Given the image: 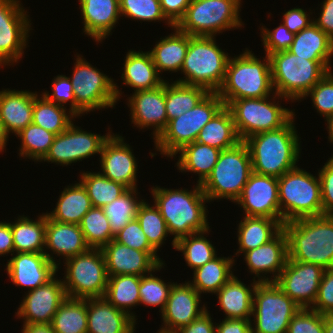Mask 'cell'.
<instances>
[{
  "instance_id": "obj_6",
  "label": "cell",
  "mask_w": 333,
  "mask_h": 333,
  "mask_svg": "<svg viewBox=\"0 0 333 333\" xmlns=\"http://www.w3.org/2000/svg\"><path fill=\"white\" fill-rule=\"evenodd\" d=\"M229 58L215 37L192 36L180 70L185 76L175 82L217 92L223 84Z\"/></svg>"
},
{
  "instance_id": "obj_55",
  "label": "cell",
  "mask_w": 333,
  "mask_h": 333,
  "mask_svg": "<svg viewBox=\"0 0 333 333\" xmlns=\"http://www.w3.org/2000/svg\"><path fill=\"white\" fill-rule=\"evenodd\" d=\"M118 243L144 252H157L148 242L147 236L141 229L139 221L134 218L114 237Z\"/></svg>"
},
{
  "instance_id": "obj_36",
  "label": "cell",
  "mask_w": 333,
  "mask_h": 333,
  "mask_svg": "<svg viewBox=\"0 0 333 333\" xmlns=\"http://www.w3.org/2000/svg\"><path fill=\"white\" fill-rule=\"evenodd\" d=\"M15 253H44L46 236V214L32 220L20 216L11 223Z\"/></svg>"
},
{
  "instance_id": "obj_68",
  "label": "cell",
  "mask_w": 333,
  "mask_h": 333,
  "mask_svg": "<svg viewBox=\"0 0 333 333\" xmlns=\"http://www.w3.org/2000/svg\"><path fill=\"white\" fill-rule=\"evenodd\" d=\"M326 128L328 129V134H329L328 141H330V143L333 144V117L329 121H327Z\"/></svg>"
},
{
  "instance_id": "obj_35",
  "label": "cell",
  "mask_w": 333,
  "mask_h": 333,
  "mask_svg": "<svg viewBox=\"0 0 333 333\" xmlns=\"http://www.w3.org/2000/svg\"><path fill=\"white\" fill-rule=\"evenodd\" d=\"M178 152L180 156L176 166L179 172L197 173V184H202L211 174L221 150L194 141L183 146Z\"/></svg>"
},
{
  "instance_id": "obj_57",
  "label": "cell",
  "mask_w": 333,
  "mask_h": 333,
  "mask_svg": "<svg viewBox=\"0 0 333 333\" xmlns=\"http://www.w3.org/2000/svg\"><path fill=\"white\" fill-rule=\"evenodd\" d=\"M311 309L323 315L333 314V268L324 271Z\"/></svg>"
},
{
  "instance_id": "obj_34",
  "label": "cell",
  "mask_w": 333,
  "mask_h": 333,
  "mask_svg": "<svg viewBox=\"0 0 333 333\" xmlns=\"http://www.w3.org/2000/svg\"><path fill=\"white\" fill-rule=\"evenodd\" d=\"M93 207L86 188L79 183L67 186L58 198L56 208L45 214L56 222L80 224L83 216Z\"/></svg>"
},
{
  "instance_id": "obj_25",
  "label": "cell",
  "mask_w": 333,
  "mask_h": 333,
  "mask_svg": "<svg viewBox=\"0 0 333 333\" xmlns=\"http://www.w3.org/2000/svg\"><path fill=\"white\" fill-rule=\"evenodd\" d=\"M243 255L249 272L255 274L256 278L258 277V282H275L288 260V242L285 231L282 229L272 240L246 251ZM269 273H272L273 276L268 277Z\"/></svg>"
},
{
  "instance_id": "obj_17",
  "label": "cell",
  "mask_w": 333,
  "mask_h": 333,
  "mask_svg": "<svg viewBox=\"0 0 333 333\" xmlns=\"http://www.w3.org/2000/svg\"><path fill=\"white\" fill-rule=\"evenodd\" d=\"M325 269L316 264L293 261L288 258L275 283L300 308L314 304Z\"/></svg>"
},
{
  "instance_id": "obj_31",
  "label": "cell",
  "mask_w": 333,
  "mask_h": 333,
  "mask_svg": "<svg viewBox=\"0 0 333 333\" xmlns=\"http://www.w3.org/2000/svg\"><path fill=\"white\" fill-rule=\"evenodd\" d=\"M258 281L253 277L250 286H246L235 275L217 291L218 304L226 319H251L253 294ZM251 287V288H250Z\"/></svg>"
},
{
  "instance_id": "obj_39",
  "label": "cell",
  "mask_w": 333,
  "mask_h": 333,
  "mask_svg": "<svg viewBox=\"0 0 333 333\" xmlns=\"http://www.w3.org/2000/svg\"><path fill=\"white\" fill-rule=\"evenodd\" d=\"M234 257H214L202 267L193 272L192 282L188 281L201 295L202 293L216 294L234 275Z\"/></svg>"
},
{
  "instance_id": "obj_3",
  "label": "cell",
  "mask_w": 333,
  "mask_h": 333,
  "mask_svg": "<svg viewBox=\"0 0 333 333\" xmlns=\"http://www.w3.org/2000/svg\"><path fill=\"white\" fill-rule=\"evenodd\" d=\"M283 230L290 260L333 268V215L296 219L284 223Z\"/></svg>"
},
{
  "instance_id": "obj_58",
  "label": "cell",
  "mask_w": 333,
  "mask_h": 333,
  "mask_svg": "<svg viewBox=\"0 0 333 333\" xmlns=\"http://www.w3.org/2000/svg\"><path fill=\"white\" fill-rule=\"evenodd\" d=\"M317 175L321 183L323 215H333V155Z\"/></svg>"
},
{
  "instance_id": "obj_54",
  "label": "cell",
  "mask_w": 333,
  "mask_h": 333,
  "mask_svg": "<svg viewBox=\"0 0 333 333\" xmlns=\"http://www.w3.org/2000/svg\"><path fill=\"white\" fill-rule=\"evenodd\" d=\"M264 27L262 25L260 30L265 54L289 50L295 35L293 32H290L283 23L272 31Z\"/></svg>"
},
{
  "instance_id": "obj_51",
  "label": "cell",
  "mask_w": 333,
  "mask_h": 333,
  "mask_svg": "<svg viewBox=\"0 0 333 333\" xmlns=\"http://www.w3.org/2000/svg\"><path fill=\"white\" fill-rule=\"evenodd\" d=\"M120 14L141 21H165L170 27L174 26L164 16L159 0H119Z\"/></svg>"
},
{
  "instance_id": "obj_27",
  "label": "cell",
  "mask_w": 333,
  "mask_h": 333,
  "mask_svg": "<svg viewBox=\"0 0 333 333\" xmlns=\"http://www.w3.org/2000/svg\"><path fill=\"white\" fill-rule=\"evenodd\" d=\"M79 3L83 33L101 43L109 37L121 17L119 0H79Z\"/></svg>"
},
{
  "instance_id": "obj_8",
  "label": "cell",
  "mask_w": 333,
  "mask_h": 333,
  "mask_svg": "<svg viewBox=\"0 0 333 333\" xmlns=\"http://www.w3.org/2000/svg\"><path fill=\"white\" fill-rule=\"evenodd\" d=\"M278 193L282 224L323 215L319 176L297 166L278 178Z\"/></svg>"
},
{
  "instance_id": "obj_18",
  "label": "cell",
  "mask_w": 333,
  "mask_h": 333,
  "mask_svg": "<svg viewBox=\"0 0 333 333\" xmlns=\"http://www.w3.org/2000/svg\"><path fill=\"white\" fill-rule=\"evenodd\" d=\"M244 216L268 217L282 223L278 178L252 172L236 200Z\"/></svg>"
},
{
  "instance_id": "obj_14",
  "label": "cell",
  "mask_w": 333,
  "mask_h": 333,
  "mask_svg": "<svg viewBox=\"0 0 333 333\" xmlns=\"http://www.w3.org/2000/svg\"><path fill=\"white\" fill-rule=\"evenodd\" d=\"M299 310L275 282H258L253 294L252 331L287 333L291 319Z\"/></svg>"
},
{
  "instance_id": "obj_44",
  "label": "cell",
  "mask_w": 333,
  "mask_h": 333,
  "mask_svg": "<svg viewBox=\"0 0 333 333\" xmlns=\"http://www.w3.org/2000/svg\"><path fill=\"white\" fill-rule=\"evenodd\" d=\"M80 182L86 188L93 207L102 208L124 194L128 188L99 172L83 171Z\"/></svg>"
},
{
  "instance_id": "obj_49",
  "label": "cell",
  "mask_w": 333,
  "mask_h": 333,
  "mask_svg": "<svg viewBox=\"0 0 333 333\" xmlns=\"http://www.w3.org/2000/svg\"><path fill=\"white\" fill-rule=\"evenodd\" d=\"M145 201L143 199L138 207L136 219L147 236L148 242L158 251L170 233L158 207L155 204L150 206Z\"/></svg>"
},
{
  "instance_id": "obj_19",
  "label": "cell",
  "mask_w": 333,
  "mask_h": 333,
  "mask_svg": "<svg viewBox=\"0 0 333 333\" xmlns=\"http://www.w3.org/2000/svg\"><path fill=\"white\" fill-rule=\"evenodd\" d=\"M201 295L187 281L173 284L164 310L161 312L163 333H176L189 326L197 317L207 310L205 304L200 307Z\"/></svg>"
},
{
  "instance_id": "obj_40",
  "label": "cell",
  "mask_w": 333,
  "mask_h": 333,
  "mask_svg": "<svg viewBox=\"0 0 333 333\" xmlns=\"http://www.w3.org/2000/svg\"><path fill=\"white\" fill-rule=\"evenodd\" d=\"M141 276L116 275L109 276L104 298L115 308L126 312L135 321L132 307L140 305L139 285Z\"/></svg>"
},
{
  "instance_id": "obj_60",
  "label": "cell",
  "mask_w": 333,
  "mask_h": 333,
  "mask_svg": "<svg viewBox=\"0 0 333 333\" xmlns=\"http://www.w3.org/2000/svg\"><path fill=\"white\" fill-rule=\"evenodd\" d=\"M191 0H159L166 19L176 26L183 18Z\"/></svg>"
},
{
  "instance_id": "obj_61",
  "label": "cell",
  "mask_w": 333,
  "mask_h": 333,
  "mask_svg": "<svg viewBox=\"0 0 333 333\" xmlns=\"http://www.w3.org/2000/svg\"><path fill=\"white\" fill-rule=\"evenodd\" d=\"M210 312L206 310L189 326L179 329L176 333H216V322L213 323Z\"/></svg>"
},
{
  "instance_id": "obj_41",
  "label": "cell",
  "mask_w": 333,
  "mask_h": 333,
  "mask_svg": "<svg viewBox=\"0 0 333 333\" xmlns=\"http://www.w3.org/2000/svg\"><path fill=\"white\" fill-rule=\"evenodd\" d=\"M165 81V107L168 121L195 107L209 91L204 87Z\"/></svg>"
},
{
  "instance_id": "obj_5",
  "label": "cell",
  "mask_w": 333,
  "mask_h": 333,
  "mask_svg": "<svg viewBox=\"0 0 333 333\" xmlns=\"http://www.w3.org/2000/svg\"><path fill=\"white\" fill-rule=\"evenodd\" d=\"M275 93L292 102L306 94L331 71L330 60H307L289 50L268 54Z\"/></svg>"
},
{
  "instance_id": "obj_64",
  "label": "cell",
  "mask_w": 333,
  "mask_h": 333,
  "mask_svg": "<svg viewBox=\"0 0 333 333\" xmlns=\"http://www.w3.org/2000/svg\"><path fill=\"white\" fill-rule=\"evenodd\" d=\"M15 253L10 222L0 221V256Z\"/></svg>"
},
{
  "instance_id": "obj_52",
  "label": "cell",
  "mask_w": 333,
  "mask_h": 333,
  "mask_svg": "<svg viewBox=\"0 0 333 333\" xmlns=\"http://www.w3.org/2000/svg\"><path fill=\"white\" fill-rule=\"evenodd\" d=\"M310 95L313 107L329 121L333 117V72L328 73L306 94Z\"/></svg>"
},
{
  "instance_id": "obj_20",
  "label": "cell",
  "mask_w": 333,
  "mask_h": 333,
  "mask_svg": "<svg viewBox=\"0 0 333 333\" xmlns=\"http://www.w3.org/2000/svg\"><path fill=\"white\" fill-rule=\"evenodd\" d=\"M62 280L55 276L48 283L28 291L15 312L17 319H23V324H51L57 309L67 298Z\"/></svg>"
},
{
  "instance_id": "obj_59",
  "label": "cell",
  "mask_w": 333,
  "mask_h": 333,
  "mask_svg": "<svg viewBox=\"0 0 333 333\" xmlns=\"http://www.w3.org/2000/svg\"><path fill=\"white\" fill-rule=\"evenodd\" d=\"M313 19L310 20V16L302 8H292L283 15V24L286 28L294 34L299 33L303 29L307 28Z\"/></svg>"
},
{
  "instance_id": "obj_37",
  "label": "cell",
  "mask_w": 333,
  "mask_h": 333,
  "mask_svg": "<svg viewBox=\"0 0 333 333\" xmlns=\"http://www.w3.org/2000/svg\"><path fill=\"white\" fill-rule=\"evenodd\" d=\"M289 51L307 60H331L333 40L314 23L294 35Z\"/></svg>"
},
{
  "instance_id": "obj_42",
  "label": "cell",
  "mask_w": 333,
  "mask_h": 333,
  "mask_svg": "<svg viewBox=\"0 0 333 333\" xmlns=\"http://www.w3.org/2000/svg\"><path fill=\"white\" fill-rule=\"evenodd\" d=\"M66 110L65 107L49 101L43 94H36L32 123L58 135L69 127L74 117L76 118L71 111Z\"/></svg>"
},
{
  "instance_id": "obj_2",
  "label": "cell",
  "mask_w": 333,
  "mask_h": 333,
  "mask_svg": "<svg viewBox=\"0 0 333 333\" xmlns=\"http://www.w3.org/2000/svg\"><path fill=\"white\" fill-rule=\"evenodd\" d=\"M294 117L295 115L283 127L261 132L244 140L250 152L254 173L280 178L297 167L301 141Z\"/></svg>"
},
{
  "instance_id": "obj_22",
  "label": "cell",
  "mask_w": 333,
  "mask_h": 333,
  "mask_svg": "<svg viewBox=\"0 0 333 333\" xmlns=\"http://www.w3.org/2000/svg\"><path fill=\"white\" fill-rule=\"evenodd\" d=\"M127 100L132 124L139 129L152 127L155 141L168 124L165 82L154 89L136 91Z\"/></svg>"
},
{
  "instance_id": "obj_65",
  "label": "cell",
  "mask_w": 333,
  "mask_h": 333,
  "mask_svg": "<svg viewBox=\"0 0 333 333\" xmlns=\"http://www.w3.org/2000/svg\"><path fill=\"white\" fill-rule=\"evenodd\" d=\"M22 333H55L51 324H23Z\"/></svg>"
},
{
  "instance_id": "obj_45",
  "label": "cell",
  "mask_w": 333,
  "mask_h": 333,
  "mask_svg": "<svg viewBox=\"0 0 333 333\" xmlns=\"http://www.w3.org/2000/svg\"><path fill=\"white\" fill-rule=\"evenodd\" d=\"M208 231L210 232V229L181 237L175 243V249L182 252L187 266L193 270L217 256L214 244L204 237L205 234H209Z\"/></svg>"
},
{
  "instance_id": "obj_9",
  "label": "cell",
  "mask_w": 333,
  "mask_h": 333,
  "mask_svg": "<svg viewBox=\"0 0 333 333\" xmlns=\"http://www.w3.org/2000/svg\"><path fill=\"white\" fill-rule=\"evenodd\" d=\"M241 0H191L183 18L175 26L191 36L215 37L244 24Z\"/></svg>"
},
{
  "instance_id": "obj_53",
  "label": "cell",
  "mask_w": 333,
  "mask_h": 333,
  "mask_svg": "<svg viewBox=\"0 0 333 333\" xmlns=\"http://www.w3.org/2000/svg\"><path fill=\"white\" fill-rule=\"evenodd\" d=\"M287 333H324V315L311 308H300L291 319Z\"/></svg>"
},
{
  "instance_id": "obj_38",
  "label": "cell",
  "mask_w": 333,
  "mask_h": 333,
  "mask_svg": "<svg viewBox=\"0 0 333 333\" xmlns=\"http://www.w3.org/2000/svg\"><path fill=\"white\" fill-rule=\"evenodd\" d=\"M197 142L226 150L241 142L231 111L224 106L199 132Z\"/></svg>"
},
{
  "instance_id": "obj_12",
  "label": "cell",
  "mask_w": 333,
  "mask_h": 333,
  "mask_svg": "<svg viewBox=\"0 0 333 333\" xmlns=\"http://www.w3.org/2000/svg\"><path fill=\"white\" fill-rule=\"evenodd\" d=\"M75 59L70 80L76 100V117L88 112L114 108L123 94L117 83L102 73L81 55Z\"/></svg>"
},
{
  "instance_id": "obj_21",
  "label": "cell",
  "mask_w": 333,
  "mask_h": 333,
  "mask_svg": "<svg viewBox=\"0 0 333 333\" xmlns=\"http://www.w3.org/2000/svg\"><path fill=\"white\" fill-rule=\"evenodd\" d=\"M112 134L103 144L100 153L101 173L128 189H137L138 163L133 150L124 141V137Z\"/></svg>"
},
{
  "instance_id": "obj_30",
  "label": "cell",
  "mask_w": 333,
  "mask_h": 333,
  "mask_svg": "<svg viewBox=\"0 0 333 333\" xmlns=\"http://www.w3.org/2000/svg\"><path fill=\"white\" fill-rule=\"evenodd\" d=\"M123 66V84L130 86L135 92L154 89L166 81L158 73L149 51L129 50Z\"/></svg>"
},
{
  "instance_id": "obj_46",
  "label": "cell",
  "mask_w": 333,
  "mask_h": 333,
  "mask_svg": "<svg viewBox=\"0 0 333 333\" xmlns=\"http://www.w3.org/2000/svg\"><path fill=\"white\" fill-rule=\"evenodd\" d=\"M138 189H128L120 197L103 208L110 223L111 232L115 236L131 220L136 218L138 207L143 200H138Z\"/></svg>"
},
{
  "instance_id": "obj_47",
  "label": "cell",
  "mask_w": 333,
  "mask_h": 333,
  "mask_svg": "<svg viewBox=\"0 0 333 333\" xmlns=\"http://www.w3.org/2000/svg\"><path fill=\"white\" fill-rule=\"evenodd\" d=\"M79 226L87 245L92 249H102L115 237L103 208L92 207L83 216Z\"/></svg>"
},
{
  "instance_id": "obj_33",
  "label": "cell",
  "mask_w": 333,
  "mask_h": 333,
  "mask_svg": "<svg viewBox=\"0 0 333 333\" xmlns=\"http://www.w3.org/2000/svg\"><path fill=\"white\" fill-rule=\"evenodd\" d=\"M283 224L268 217L244 216L238 224L239 248L234 255L245 253L272 240L281 230Z\"/></svg>"
},
{
  "instance_id": "obj_16",
  "label": "cell",
  "mask_w": 333,
  "mask_h": 333,
  "mask_svg": "<svg viewBox=\"0 0 333 333\" xmlns=\"http://www.w3.org/2000/svg\"><path fill=\"white\" fill-rule=\"evenodd\" d=\"M112 132L105 135L82 130L72 122L69 127L55 135L49 152L42 160L60 165H71L101 153L103 144Z\"/></svg>"
},
{
  "instance_id": "obj_15",
  "label": "cell",
  "mask_w": 333,
  "mask_h": 333,
  "mask_svg": "<svg viewBox=\"0 0 333 333\" xmlns=\"http://www.w3.org/2000/svg\"><path fill=\"white\" fill-rule=\"evenodd\" d=\"M20 2L0 0V67L18 63L28 45L31 20Z\"/></svg>"
},
{
  "instance_id": "obj_62",
  "label": "cell",
  "mask_w": 333,
  "mask_h": 333,
  "mask_svg": "<svg viewBox=\"0 0 333 333\" xmlns=\"http://www.w3.org/2000/svg\"><path fill=\"white\" fill-rule=\"evenodd\" d=\"M320 11L319 17L313 18V23L333 40V0H324Z\"/></svg>"
},
{
  "instance_id": "obj_1",
  "label": "cell",
  "mask_w": 333,
  "mask_h": 333,
  "mask_svg": "<svg viewBox=\"0 0 333 333\" xmlns=\"http://www.w3.org/2000/svg\"><path fill=\"white\" fill-rule=\"evenodd\" d=\"M151 193L170 235H174L171 243L173 248L179 238L210 228L205 207L209 201L202 191L201 184H196L190 191L153 186Z\"/></svg>"
},
{
  "instance_id": "obj_56",
  "label": "cell",
  "mask_w": 333,
  "mask_h": 333,
  "mask_svg": "<svg viewBox=\"0 0 333 333\" xmlns=\"http://www.w3.org/2000/svg\"><path fill=\"white\" fill-rule=\"evenodd\" d=\"M52 92L45 91L42 93L49 101L58 104L60 106L66 105L70 102V108L68 109L76 116V100L74 97V90L71 80L66 75H57L52 81ZM51 94V95H50Z\"/></svg>"
},
{
  "instance_id": "obj_24",
  "label": "cell",
  "mask_w": 333,
  "mask_h": 333,
  "mask_svg": "<svg viewBox=\"0 0 333 333\" xmlns=\"http://www.w3.org/2000/svg\"><path fill=\"white\" fill-rule=\"evenodd\" d=\"M13 255L7 260V275L13 284L26 287L28 291L48 283L59 269L45 253L22 252Z\"/></svg>"
},
{
  "instance_id": "obj_10",
  "label": "cell",
  "mask_w": 333,
  "mask_h": 333,
  "mask_svg": "<svg viewBox=\"0 0 333 333\" xmlns=\"http://www.w3.org/2000/svg\"><path fill=\"white\" fill-rule=\"evenodd\" d=\"M272 96L236 99L226 106L231 111L241 141L255 134L283 127L295 115L293 110L284 108L279 104L280 101H275L276 98L289 99L277 93H272Z\"/></svg>"
},
{
  "instance_id": "obj_32",
  "label": "cell",
  "mask_w": 333,
  "mask_h": 333,
  "mask_svg": "<svg viewBox=\"0 0 333 333\" xmlns=\"http://www.w3.org/2000/svg\"><path fill=\"white\" fill-rule=\"evenodd\" d=\"M173 29L174 33L160 38L149 51L159 74L163 71L180 72L189 47L192 36L179 31L175 26Z\"/></svg>"
},
{
  "instance_id": "obj_50",
  "label": "cell",
  "mask_w": 333,
  "mask_h": 333,
  "mask_svg": "<svg viewBox=\"0 0 333 333\" xmlns=\"http://www.w3.org/2000/svg\"><path fill=\"white\" fill-rule=\"evenodd\" d=\"M163 265L165 266V263H161L154 271L141 276L139 285L140 304L151 307L159 306V312L164 310L170 290L174 284V282H167V284L161 278L152 274L164 268Z\"/></svg>"
},
{
  "instance_id": "obj_63",
  "label": "cell",
  "mask_w": 333,
  "mask_h": 333,
  "mask_svg": "<svg viewBox=\"0 0 333 333\" xmlns=\"http://www.w3.org/2000/svg\"><path fill=\"white\" fill-rule=\"evenodd\" d=\"M216 324V333H253L251 319H226Z\"/></svg>"
},
{
  "instance_id": "obj_26",
  "label": "cell",
  "mask_w": 333,
  "mask_h": 333,
  "mask_svg": "<svg viewBox=\"0 0 333 333\" xmlns=\"http://www.w3.org/2000/svg\"><path fill=\"white\" fill-rule=\"evenodd\" d=\"M87 245L83 232L78 224L56 222L46 215V236L44 253L47 258L58 267L60 259L56 261L52 255L63 257V260L87 252ZM51 251V254L47 252ZM59 262V263H58Z\"/></svg>"
},
{
  "instance_id": "obj_4",
  "label": "cell",
  "mask_w": 333,
  "mask_h": 333,
  "mask_svg": "<svg viewBox=\"0 0 333 333\" xmlns=\"http://www.w3.org/2000/svg\"><path fill=\"white\" fill-rule=\"evenodd\" d=\"M261 61L248 48L239 56L229 58L225 78L217 91L227 106L232 100L265 98L275 93L272 85L270 59Z\"/></svg>"
},
{
  "instance_id": "obj_13",
  "label": "cell",
  "mask_w": 333,
  "mask_h": 333,
  "mask_svg": "<svg viewBox=\"0 0 333 333\" xmlns=\"http://www.w3.org/2000/svg\"><path fill=\"white\" fill-rule=\"evenodd\" d=\"M65 262L63 284L67 297L75 299L103 298L107 289L108 273L101 249L68 258Z\"/></svg>"
},
{
  "instance_id": "obj_7",
  "label": "cell",
  "mask_w": 333,
  "mask_h": 333,
  "mask_svg": "<svg viewBox=\"0 0 333 333\" xmlns=\"http://www.w3.org/2000/svg\"><path fill=\"white\" fill-rule=\"evenodd\" d=\"M251 156L244 141L222 150L211 174L201 184L209 202L229 199L236 202L252 173Z\"/></svg>"
},
{
  "instance_id": "obj_11",
  "label": "cell",
  "mask_w": 333,
  "mask_h": 333,
  "mask_svg": "<svg viewBox=\"0 0 333 333\" xmlns=\"http://www.w3.org/2000/svg\"><path fill=\"white\" fill-rule=\"evenodd\" d=\"M217 92H209L195 107L168 121L164 131L154 141L156 151L175 157L185 145L196 141L199 132L223 107Z\"/></svg>"
},
{
  "instance_id": "obj_67",
  "label": "cell",
  "mask_w": 333,
  "mask_h": 333,
  "mask_svg": "<svg viewBox=\"0 0 333 333\" xmlns=\"http://www.w3.org/2000/svg\"><path fill=\"white\" fill-rule=\"evenodd\" d=\"M324 333H333V314L324 315Z\"/></svg>"
},
{
  "instance_id": "obj_23",
  "label": "cell",
  "mask_w": 333,
  "mask_h": 333,
  "mask_svg": "<svg viewBox=\"0 0 333 333\" xmlns=\"http://www.w3.org/2000/svg\"><path fill=\"white\" fill-rule=\"evenodd\" d=\"M108 276L138 275L143 276L154 271L164 261L157 252H144L133 249L114 239L102 249Z\"/></svg>"
},
{
  "instance_id": "obj_43",
  "label": "cell",
  "mask_w": 333,
  "mask_h": 333,
  "mask_svg": "<svg viewBox=\"0 0 333 333\" xmlns=\"http://www.w3.org/2000/svg\"><path fill=\"white\" fill-rule=\"evenodd\" d=\"M55 333H87V299L67 297L51 323Z\"/></svg>"
},
{
  "instance_id": "obj_28",
  "label": "cell",
  "mask_w": 333,
  "mask_h": 333,
  "mask_svg": "<svg viewBox=\"0 0 333 333\" xmlns=\"http://www.w3.org/2000/svg\"><path fill=\"white\" fill-rule=\"evenodd\" d=\"M136 324L104 297L87 299V333H135Z\"/></svg>"
},
{
  "instance_id": "obj_48",
  "label": "cell",
  "mask_w": 333,
  "mask_h": 333,
  "mask_svg": "<svg viewBox=\"0 0 333 333\" xmlns=\"http://www.w3.org/2000/svg\"><path fill=\"white\" fill-rule=\"evenodd\" d=\"M16 137L21 140L19 156L41 162L49 152L55 134L31 123Z\"/></svg>"
},
{
  "instance_id": "obj_29",
  "label": "cell",
  "mask_w": 333,
  "mask_h": 333,
  "mask_svg": "<svg viewBox=\"0 0 333 333\" xmlns=\"http://www.w3.org/2000/svg\"><path fill=\"white\" fill-rule=\"evenodd\" d=\"M37 92L2 89L0 91V120L8 135L20 133L32 123L34 96Z\"/></svg>"
},
{
  "instance_id": "obj_66",
  "label": "cell",
  "mask_w": 333,
  "mask_h": 333,
  "mask_svg": "<svg viewBox=\"0 0 333 333\" xmlns=\"http://www.w3.org/2000/svg\"><path fill=\"white\" fill-rule=\"evenodd\" d=\"M8 138H9V135L6 132L2 121L0 120V153L4 152V149H6L5 147H6Z\"/></svg>"
}]
</instances>
